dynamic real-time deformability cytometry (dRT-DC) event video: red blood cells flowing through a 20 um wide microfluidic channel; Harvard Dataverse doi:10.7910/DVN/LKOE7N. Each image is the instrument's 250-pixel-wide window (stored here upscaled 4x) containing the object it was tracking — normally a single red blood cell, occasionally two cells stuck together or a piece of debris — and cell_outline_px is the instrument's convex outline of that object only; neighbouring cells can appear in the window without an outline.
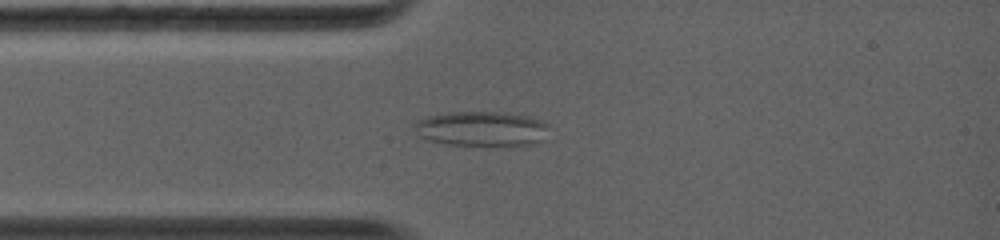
{"species": "common noctule bat (a hibernating species)", "species_latin": "Nyctalus noctula", "temperature_condition": "warm", "stored_images_in_passage": 32, "camera_frame_rate_fps": 5000, "um_per_image_px": 0.085, "animal": {"sex": "female", "body_mass_g": 19.0, "forearm_length_mm": 56.7}, "frame": {"image": 1, "passage_image": 5, "time_ms": 2.0, "image_size_px": [1000, 240], "cell_outline_px": [[548, 124], [544, 140], [536, 144], [448, 144], [432, 140], [420, 136], [412, 124], [428, 116], [448, 112], [504, 112], [528, 116], [544, 120]], "centroid_in_image_um": [40.98, 10.91], "position_along_channel_um": 44.0, "area_um2": 26.88}}
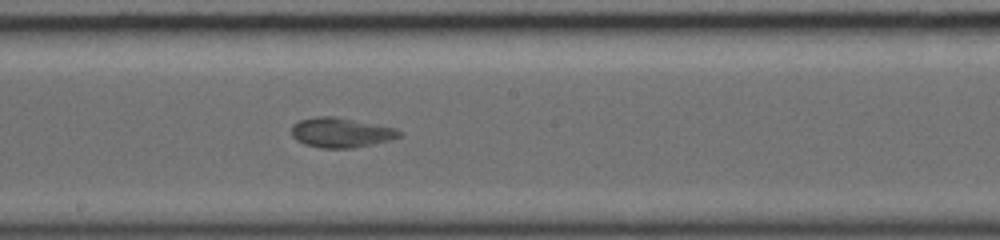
{"frame": {"image": 2, "passage_image": 13, "time_ms": 6.2, "image_size_px": [1000, 240], "cell_outline_px": [[400, 136], [388, 140], [372, 144], [352, 148], [320, 148], [304, 144], [296, 140], [292, 136], [292, 124], [300, 120], [316, 116], [336, 116], [396, 128], [400, 132]], "centroid_in_image_um": [28.94, 11.26], "position_along_channel_um": 219.3, "area_um2": 18.67}}
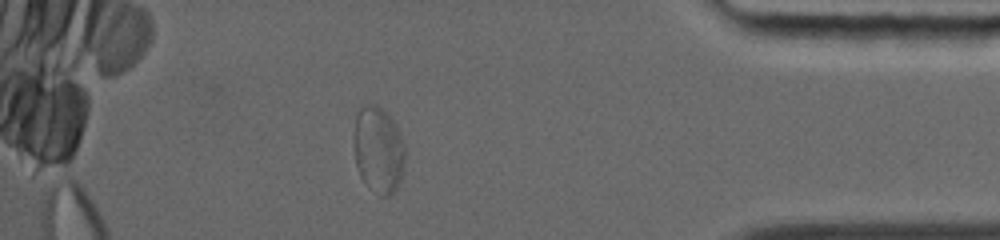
{"frame": {"image": 3, "passage_image": 25, "time_ms": 11.4, "image_size_px": [1000, 240], "cell_outline_px": [[404, 164], [400, 180], [396, 188], [388, 196], [384, 196], [364, 180], [360, 176], [356, 164], [352, 144], [352, 136], [356, 116], [360, 104], [376, 104], [396, 124], [404, 144]], "centroid_in_image_um": [32.12, 12.65], "position_along_channel_um": 403.1, "area_um2": 25.66}}